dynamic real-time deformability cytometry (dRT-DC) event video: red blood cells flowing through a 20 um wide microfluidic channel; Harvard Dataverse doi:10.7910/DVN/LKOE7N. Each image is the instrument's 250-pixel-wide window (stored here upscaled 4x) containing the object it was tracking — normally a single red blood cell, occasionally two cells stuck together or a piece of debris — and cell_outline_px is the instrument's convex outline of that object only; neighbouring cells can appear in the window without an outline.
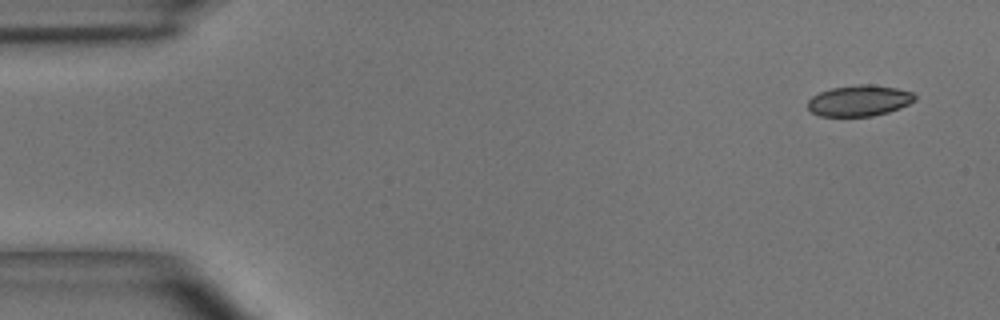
{"species": "common noctule bat (a hibernating species)", "species_latin": "Nyctalus noctula", "temperature_condition": "room temperature", "stored_images_in_passage": 3, "camera_frame_rate_fps": 3000, "um_per_image_px": 0.085, "animal": {"sex": "male", "body_mass_g": 15.6}, "frame": {"image": 1, "passage_image": 1, "time_ms": 0.0, "image_size_px": [1000, 320], "cell_outline_px": [[916, 100], [900, 108], [888, 112], [872, 116], [820, 116], [812, 112], [808, 108], [808, 100], [812, 96], [820, 92], [832, 88], [860, 84], [872, 84], [896, 88], [912, 92], [916, 96]], "centroid_in_image_um": [73.05, 8.55], "position_along_channel_um": 12.0, "area_um2": 19.31}}